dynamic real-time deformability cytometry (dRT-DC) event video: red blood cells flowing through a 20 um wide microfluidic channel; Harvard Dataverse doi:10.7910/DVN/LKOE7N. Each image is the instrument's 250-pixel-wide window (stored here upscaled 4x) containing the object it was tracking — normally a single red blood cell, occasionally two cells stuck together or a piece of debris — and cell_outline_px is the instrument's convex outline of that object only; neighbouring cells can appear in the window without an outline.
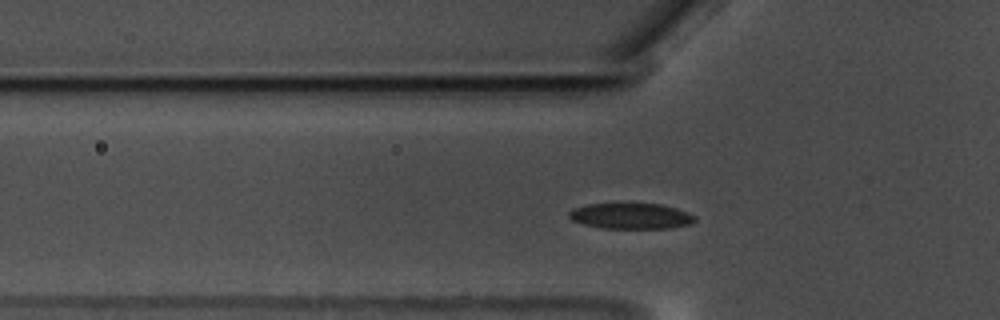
{"species": "common noctule bat (a hibernating species)", "species_latin": "Nyctalus noctula", "temperature_condition": "warm", "stored_images_in_passage": 44, "camera_frame_rate_fps": 3000, "um_per_image_px": 0.085, "animal": {"sex": "male", "body_mass_g": 17.5, "forearm_length_mm": 52.3}, "frame": {"image": 1, "passage_image": 12, "time_ms": 3.667, "image_size_px": [1000, 320], "cell_outline_px": [[696, 220], [692, 224], [668, 228], [604, 228], [584, 224], [572, 220], [568, 216], [568, 212], [572, 208], [588, 204], [660, 204], [676, 208], [688, 212], [696, 216]], "centroid_in_image_um": [53.64, 18.36], "position_along_channel_um": 72.2, "area_um2": 18.84}}
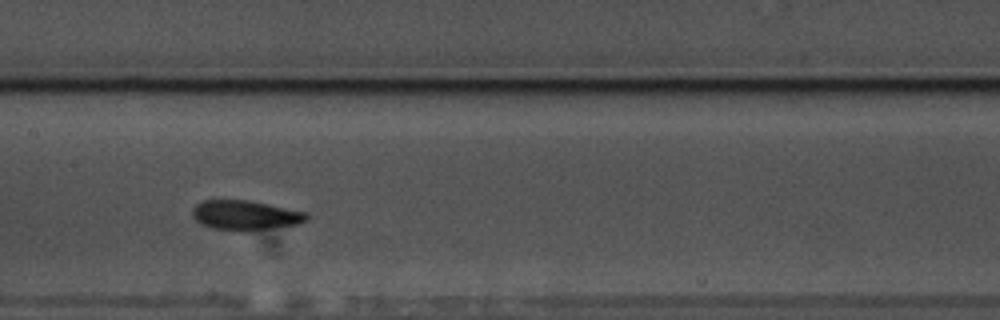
{"frame": {"image": 2, "passage_image": 22, "time_ms": 7.0, "image_size_px": [1000, 320], "cell_outline_px": [[308, 220], [300, 224], [244, 232], [240, 232], [212, 228], [196, 220], [192, 216], [192, 208], [196, 204], [204, 200], [248, 200], [268, 204], [304, 212], [308, 216]], "centroid_in_image_um": [20.84, 18.31], "position_along_channel_um": 186.6, "area_um2": 19.83}}
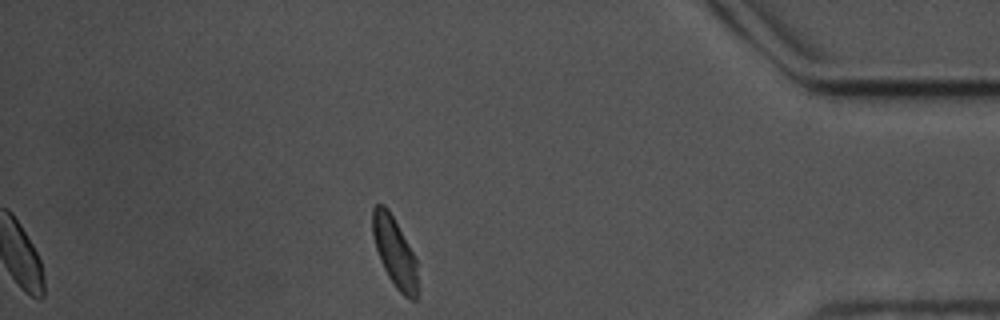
{"frame": {"image": 3, "passage_image": 44, "time_ms": 14.333, "image_size_px": [1000, 320], "cell_outline_px": [[420, 288], [416, 300], [412, 300], [404, 296], [396, 288], [388, 276], [380, 260], [372, 236], [372, 208], [376, 204], [384, 204], [388, 208], [412, 252], [416, 260]], "centroid_in_image_um": [33.56, 21.47], "position_along_channel_um": 401.6, "area_um2": 18.5}, "authors_computed_cell_mechanics": {"area_um2": 19.3919, "velocity_mm_per_s": 3.4456, "shape_relaxation_time_tau1_ms": null, "shape_relaxation_time_tau2_ms": 2.3569, "deformation_change_tau1": null, "deformation_change_tau2": 0.0696}}